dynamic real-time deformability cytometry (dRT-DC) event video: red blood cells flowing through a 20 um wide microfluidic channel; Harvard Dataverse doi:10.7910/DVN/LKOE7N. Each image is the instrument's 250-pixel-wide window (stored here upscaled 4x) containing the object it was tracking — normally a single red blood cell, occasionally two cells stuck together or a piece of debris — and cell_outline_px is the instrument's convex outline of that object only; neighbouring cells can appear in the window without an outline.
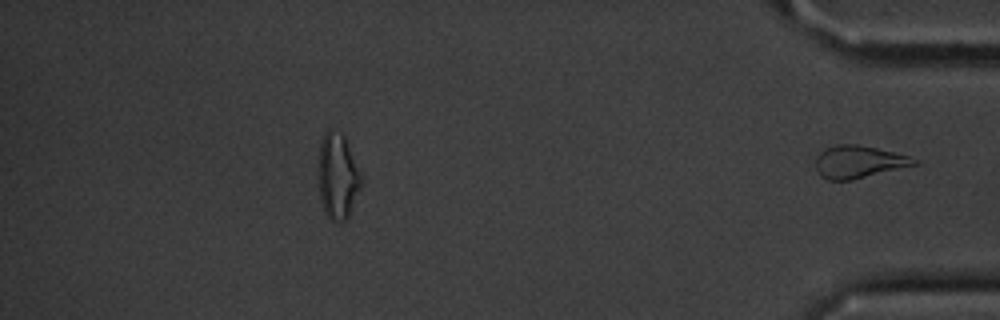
{"species": "common noctule bat (a hibernating species)", "species_latin": "Nyctalus noctula", "temperature_condition": "cold", "stored_images_in_passage": 49, "segment_of_instrument_passage": [2, 2], "camera_frame_rate_fps": 3000, "um_per_image_px": 0.085, "animal": {"sex": "male", "body_mass_g": 20.1, "forearm_length_mm": 53.5}, "frame": {"image": 1, "passage_image": 49, "time_ms": 16.0, "image_size_px": [1000, 320], "cell_outline_px": [[920, 160], [916, 164], [852, 180], [828, 180], [820, 176], [816, 168], [816, 156], [820, 152], [836, 144], [860, 144], [908, 156]], "centroid_in_image_um": [72.95, 13.75], "position_along_channel_um": 362.2, "area_um2": 18.44}}